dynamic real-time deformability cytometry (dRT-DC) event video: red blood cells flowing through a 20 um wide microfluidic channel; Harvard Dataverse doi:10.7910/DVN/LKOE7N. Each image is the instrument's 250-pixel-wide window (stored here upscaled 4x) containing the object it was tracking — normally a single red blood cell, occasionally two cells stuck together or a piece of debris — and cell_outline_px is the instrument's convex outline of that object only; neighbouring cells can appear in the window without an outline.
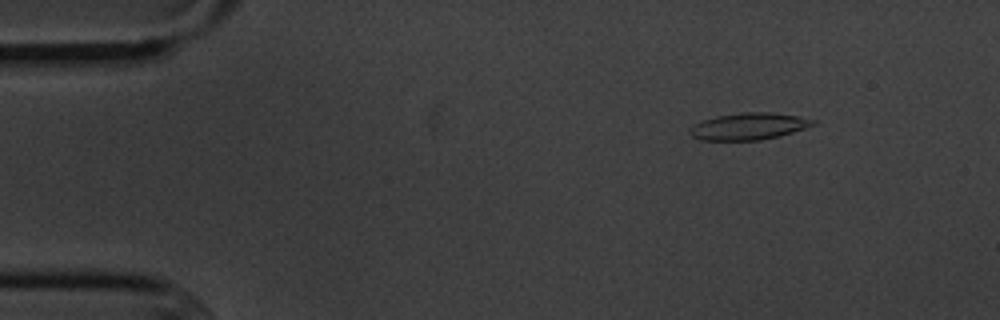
{"species": "common noctule bat (a hibernating species)", "species_latin": "Nyctalus noctula", "temperature_condition": "cold", "stored_images_in_passage": 5, "camera_frame_rate_fps": 3000, "um_per_image_px": 0.085, "animal": {"sex": "male", "body_mass_g": 20.1, "forearm_length_mm": 53.5}, "frame": {"image": 1, "passage_image": 2, "time_ms": 1.333, "image_size_px": [1000, 320], "cell_outline_px": [[816, 124], [780, 136], [760, 140], [700, 140], [692, 136], [688, 132], [692, 124], [716, 116], [740, 112], [768, 112], [796, 116], [816, 120]], "centroid_in_image_um": [63.6, 10.74], "position_along_channel_um": 21.4, "area_um2": 19.25}}